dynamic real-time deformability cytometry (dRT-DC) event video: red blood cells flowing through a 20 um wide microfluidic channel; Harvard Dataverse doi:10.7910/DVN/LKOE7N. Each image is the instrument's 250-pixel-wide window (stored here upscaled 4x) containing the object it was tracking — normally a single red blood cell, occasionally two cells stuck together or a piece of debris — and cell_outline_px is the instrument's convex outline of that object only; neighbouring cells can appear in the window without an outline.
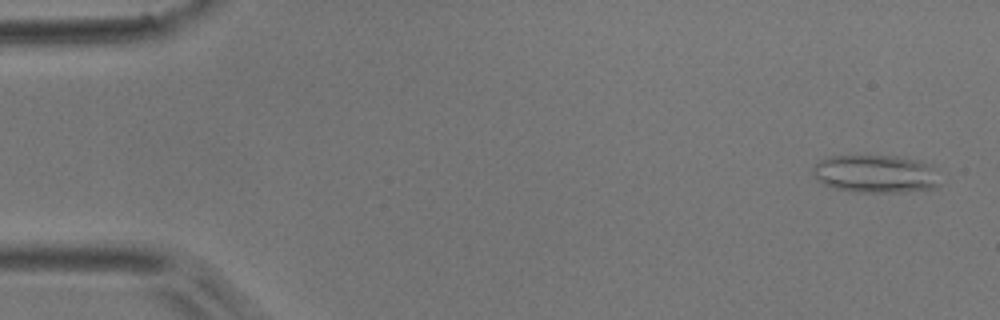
{"species": "common noctule bat (a hibernating species)", "species_latin": "Nyctalus noctula", "temperature_condition": "room temperature", "stored_images_in_passage": 2, "camera_frame_rate_fps": 3000, "um_per_image_px": 0.085, "animal": {"sex": "male", "body_mass_g": 17.9}, "frame": {"image": 1, "passage_image": 2, "time_ms": 0.333, "image_size_px": [1000, 320], "cell_outline_px": [[940, 184], [936, 188], [900, 192], [852, 192], [836, 188], [824, 184], [812, 172], [812, 168], [820, 160], [828, 156], [896, 156], [920, 160], [928, 168]], "centroid_in_image_um": [74.35, 14.78], "position_along_channel_um": 10.6, "area_um2": 27.51}}